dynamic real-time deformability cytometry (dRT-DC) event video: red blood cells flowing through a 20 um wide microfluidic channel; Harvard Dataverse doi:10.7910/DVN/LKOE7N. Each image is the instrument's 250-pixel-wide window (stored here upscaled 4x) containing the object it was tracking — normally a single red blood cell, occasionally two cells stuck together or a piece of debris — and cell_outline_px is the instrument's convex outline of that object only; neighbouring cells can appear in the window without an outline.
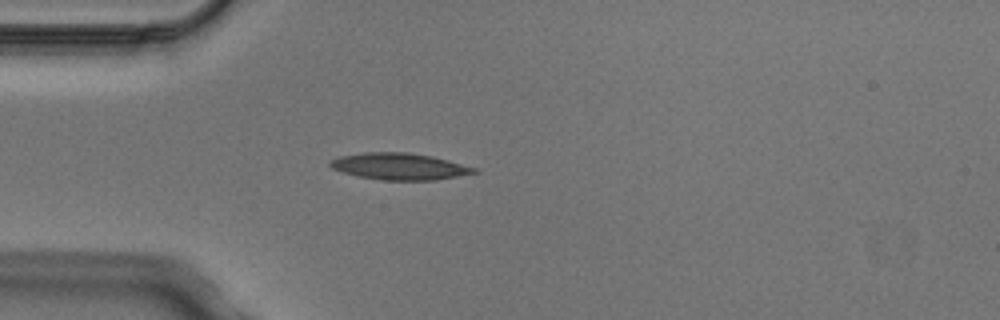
{"species": "Egyptian fruit bat (a non-hibernating species)", "species_latin": "Rousettus aegyptiacus", "temperature_condition": "cold", "stored_images_in_passage": 3, "camera_frame_rate_fps": 3000, "um_per_image_px": 0.085, "animal": {"sex": "male"}, "frame": {"image": 1, "passage_image": 3, "time_ms": 0.667, "image_size_px": [1000, 320], "cell_outline_px": [[480, 172], [436, 180], [384, 180], [360, 176], [344, 172], [332, 168], [328, 164], [332, 160], [340, 156], [364, 152], [408, 152], [432, 156], [448, 160], [476, 168]], "centroid_in_image_um": [33.99, 14.14], "position_along_channel_um": 51.0, "area_um2": 22.2}}